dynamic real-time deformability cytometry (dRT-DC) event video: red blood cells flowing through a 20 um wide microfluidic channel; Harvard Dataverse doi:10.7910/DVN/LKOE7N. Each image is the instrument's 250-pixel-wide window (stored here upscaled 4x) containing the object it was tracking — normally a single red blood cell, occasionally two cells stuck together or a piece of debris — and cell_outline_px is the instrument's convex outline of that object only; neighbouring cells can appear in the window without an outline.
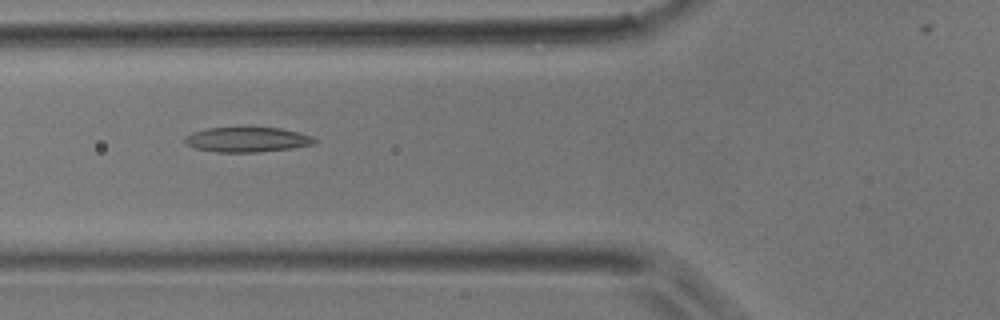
{"species": "common noctule bat (a hibernating species)", "species_latin": "Nyctalus noctula", "temperature_condition": "room temperature", "stored_images_in_passage": 3, "camera_frame_rate_fps": 3000, "um_per_image_px": 0.085, "animal": {"sex": "male", "body_mass_g": 17.9}, "frame": {"image": 1, "passage_image": 3, "time_ms": 0.667, "image_size_px": [1000, 320], "cell_outline_px": [[316, 140], [312, 144], [292, 148], [260, 152], [216, 152], [196, 148], [188, 144], [184, 140], [192, 132], [204, 128], [240, 124], [248, 124], [280, 128], [300, 132], [312, 136]], "centroid_in_image_um": [21.0, 11.8], "position_along_channel_um": 104.8, "area_um2": 19.83}}